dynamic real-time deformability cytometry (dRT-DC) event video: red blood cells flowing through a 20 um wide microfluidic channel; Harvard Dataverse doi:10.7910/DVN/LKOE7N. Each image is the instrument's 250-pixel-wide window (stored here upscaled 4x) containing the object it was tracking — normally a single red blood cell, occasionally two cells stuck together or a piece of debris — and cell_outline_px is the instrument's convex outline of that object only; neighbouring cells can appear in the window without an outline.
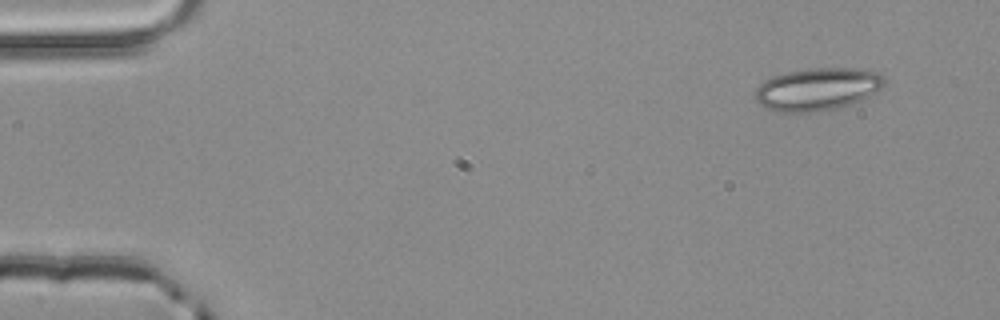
{"species": "common noctule bat (a hibernating species)", "species_latin": "Nyctalus noctula", "temperature_condition": "room temperature", "stored_images_in_passage": 3, "camera_frame_rate_fps": 3000, "um_per_image_px": 0.085, "animal": {"sex": "male", "body_mass_g": 20.4}, "frame": {"image": 1, "passage_image": 1, "time_ms": 0.0, "image_size_px": [1000, 320], "cell_outline_px": [[888, 80], [876, 92], [860, 100], [836, 108], [812, 112], [776, 112], [764, 108], [756, 100], [756, 88], [764, 80], [772, 76], [784, 72], [808, 68], [864, 68], [880, 72]], "centroid_in_image_um": [69.49, 7.55], "position_along_channel_um": 15.5, "area_um2": 32.43}}